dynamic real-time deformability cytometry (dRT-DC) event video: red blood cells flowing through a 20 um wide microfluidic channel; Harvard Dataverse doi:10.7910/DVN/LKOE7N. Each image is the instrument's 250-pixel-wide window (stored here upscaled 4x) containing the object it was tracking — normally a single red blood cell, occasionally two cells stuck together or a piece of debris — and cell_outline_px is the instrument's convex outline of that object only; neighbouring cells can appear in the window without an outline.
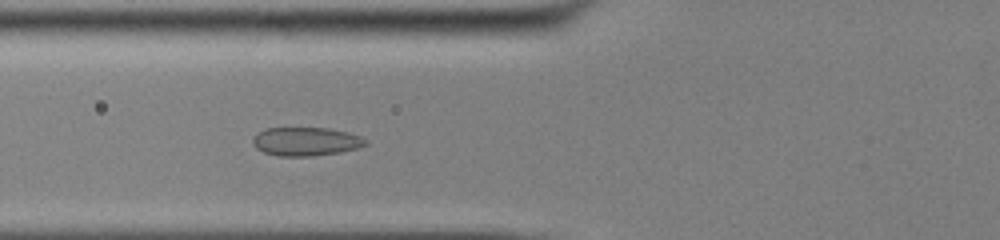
{"species": "common noctule bat (a hibernating species)", "species_latin": "Nyctalus noctula", "temperature_condition": "cold", "stored_images_in_passage": 41, "camera_frame_rate_fps": 3000, "um_per_image_px": 0.085, "animal": {"sex": "male", "body_mass_g": 13.0, "forearm_length_mm": 53.1}, "frame": {"image": 1, "passage_image": 12, "time_ms": 3.667, "image_size_px": [1000, 240], "cell_outline_px": [[368, 144], [360, 148], [340, 152], [312, 156], [280, 156], [264, 152], [256, 148], [252, 144], [252, 140], [260, 132], [268, 128], [328, 128], [348, 132], [360, 136], [368, 140]], "centroid_in_image_um": [26.06, 12.03], "position_along_channel_um": 99.7, "area_um2": 18.79}}
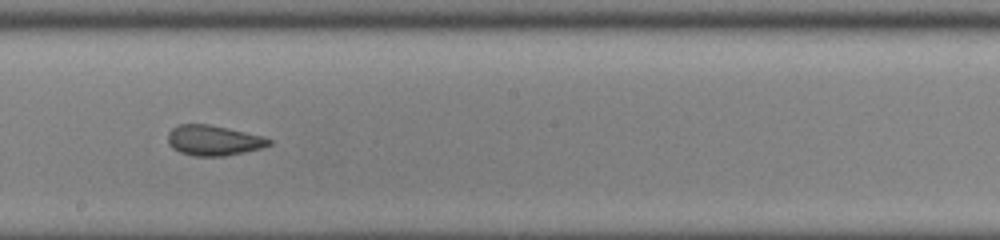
{"frame": {"image": 2, "passage_image": 22, "time_ms": 7.0, "image_size_px": [1000, 240], "cell_outline_px": [[272, 144], [260, 148], [244, 152], [224, 156], [196, 156], [180, 152], [172, 148], [168, 144], [168, 132], [172, 128], [180, 124], [208, 124], [228, 128], [260, 136], [272, 140]], "centroid_in_image_um": [18.11, 11.93], "position_along_channel_um": 230.1, "area_um2": 17.69}}
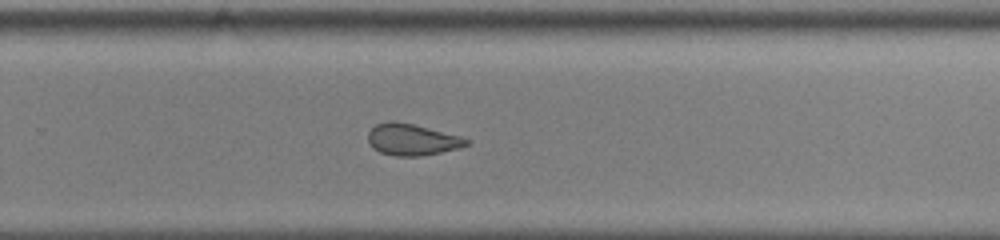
{"frame": {"image": 3, "passage_image": 27, "time_ms": 8.667, "image_size_px": [1000, 240], "cell_outline_px": [[472, 144], [460, 148], [420, 156], [396, 156], [380, 152], [372, 148], [368, 140], [368, 132], [376, 124], [388, 120], [396, 120], [460, 136], [472, 140]], "centroid_in_image_um": [35.04, 11.86], "position_along_channel_um": 294.8, "area_um2": 18.21}, "authors_computed_cell_mechanics": {"area_um2": 19.4208, "velocity_mm_per_s": 3.8999, "shape_relaxation_time_tau1_ms": 4.9421, "shape_relaxation_time_tau2_ms": 1.8398, "deformation_change_tau1": 0.0926, "deformation_change_tau2": 0.0612}}